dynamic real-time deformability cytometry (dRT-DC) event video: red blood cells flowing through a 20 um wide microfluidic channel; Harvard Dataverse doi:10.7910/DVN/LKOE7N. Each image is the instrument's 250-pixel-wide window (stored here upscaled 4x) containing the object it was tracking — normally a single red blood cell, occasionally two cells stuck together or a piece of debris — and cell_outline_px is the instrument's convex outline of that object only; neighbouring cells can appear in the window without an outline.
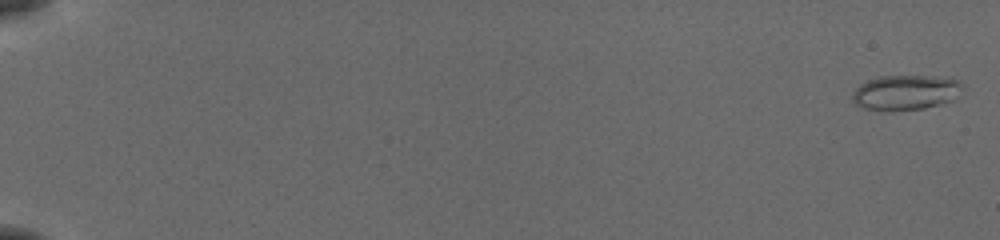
{"species": "common noctule bat (a hibernating species)", "species_latin": "Nyctalus noctula", "temperature_condition": "cold", "stored_images_in_passage": 23, "camera_frame_rate_fps": 3000, "um_per_image_px": 0.085, "animal": {"sex": "female", "body_mass_g": 19.5, "forearm_length_mm": 54.1}, "frame": {"image": 1, "passage_image": 1, "time_ms": 0.0, "image_size_px": [1000, 240], "cell_outline_px": [[964, 88], [952, 100], [940, 104], [924, 108], [892, 112], [864, 108], [856, 104], [852, 100], [852, 92], [860, 84], [868, 80], [880, 76], [932, 76], [960, 80], [964, 84]], "centroid_in_image_um": [76.98, 7.87], "position_along_channel_um": 8.0, "area_um2": 22.72}}
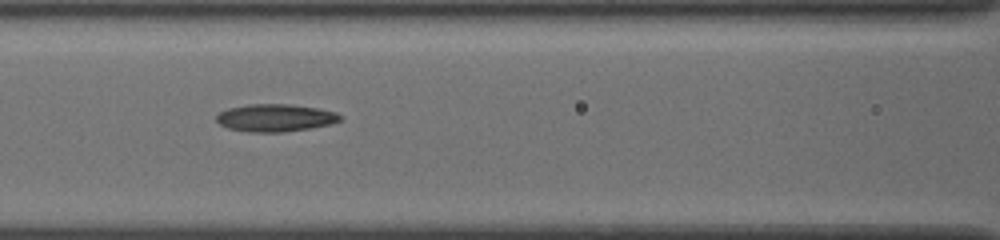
{"frame": {"image": 2, "passage_image": 13, "time_ms": 4.0, "image_size_px": [1000, 240], "cell_outline_px": [[340, 120], [332, 124], [312, 128], [284, 132], [248, 132], [228, 128], [220, 124], [216, 120], [216, 116], [220, 112], [228, 108], [248, 104], [288, 104], [316, 108], [336, 112], [340, 116]], "centroid_in_image_um": [23.39, 10.02], "position_along_channel_um": 143.2, "area_um2": 19.83}}
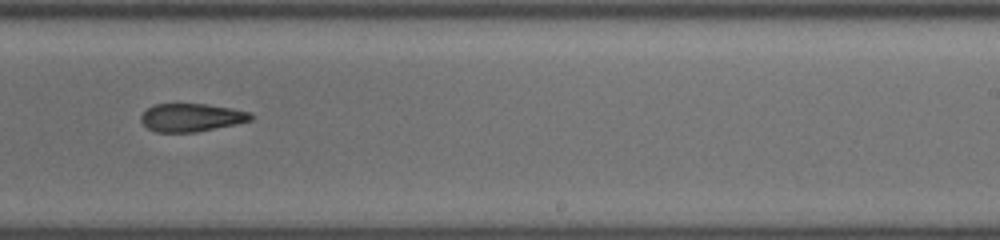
{"frame": {"image": 3, "passage_image": 21, "time_ms": 6.667, "image_size_px": [1000, 240], "cell_outline_px": [[252, 120], [196, 132], [156, 132], [148, 128], [140, 120], [140, 116], [152, 104], [208, 104], [232, 108], [252, 112]], "centroid_in_image_um": [16.26, 9.98], "position_along_channel_um": 272.7, "area_um2": 17.92}}